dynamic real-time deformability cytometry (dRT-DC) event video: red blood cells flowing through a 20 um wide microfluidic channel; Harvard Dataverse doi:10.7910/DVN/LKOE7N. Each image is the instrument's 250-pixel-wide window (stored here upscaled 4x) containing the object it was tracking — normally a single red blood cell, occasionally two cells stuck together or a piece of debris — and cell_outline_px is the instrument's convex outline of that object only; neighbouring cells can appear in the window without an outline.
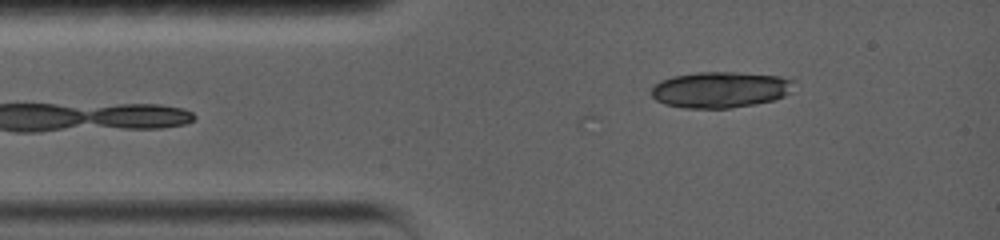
{"species": "common noctule bat (a hibernating species)", "species_latin": "Nyctalus noctula", "temperature_condition": "warm", "stored_images_in_passage": 4, "camera_frame_rate_fps": 5000, "um_per_image_px": 0.085, "animal": {"sex": "female", "body_mass_g": 19.0, "forearm_length_mm": 56.7}, "frame": {"image": 1, "passage_image": 1, "time_ms": 0.0, "image_size_px": [1000, 240], "cell_outline_px": [[796, 80], [792, 92], [784, 96], [772, 100], [756, 104], [732, 108], [684, 108], [664, 104], [656, 100], [652, 96], [652, 88], [660, 80], [672, 76], [696, 72], [736, 72], [780, 76]], "centroid_in_image_um": [61.26, 7.62], "position_along_channel_um": 23.7, "area_um2": 30.29}}